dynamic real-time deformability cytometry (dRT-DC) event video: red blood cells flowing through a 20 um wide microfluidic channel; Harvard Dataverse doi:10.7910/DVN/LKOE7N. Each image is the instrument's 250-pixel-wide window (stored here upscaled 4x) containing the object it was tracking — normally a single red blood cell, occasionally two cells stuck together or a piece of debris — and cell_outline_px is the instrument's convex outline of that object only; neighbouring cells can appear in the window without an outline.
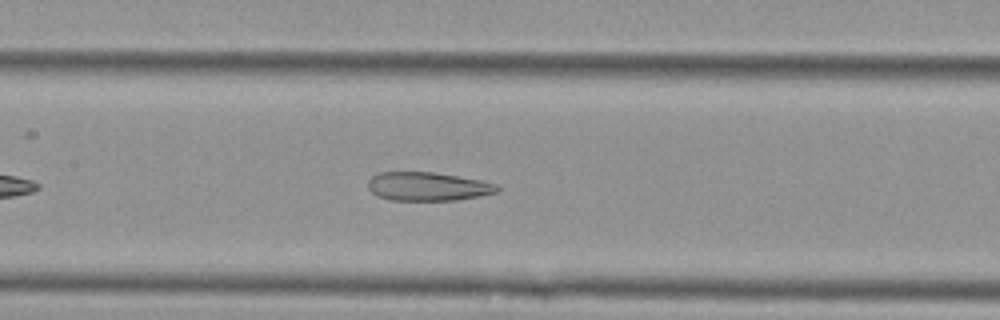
{"species": "Egyptian fruit bat (a non-hibernating species)", "species_latin": "Rousettus aegyptiacus", "temperature_condition": "cold", "stored_images_in_passage": 41, "camera_frame_rate_fps": 3000, "um_per_image_px": 0.085, "animal": {"sex": "female"}, "frame": {"image": 1, "passage_image": 14, "time_ms": 4.333, "image_size_px": [1000, 320], "cell_outline_px": [[500, 188], [496, 192], [480, 196], [456, 200], [392, 200], [376, 196], [368, 188], [368, 180], [372, 176], [380, 172], [432, 172], [480, 180], [496, 184]], "centroid_in_image_um": [36.33, 15.85], "position_along_channel_um": 171.1, "area_um2": 21.44}}
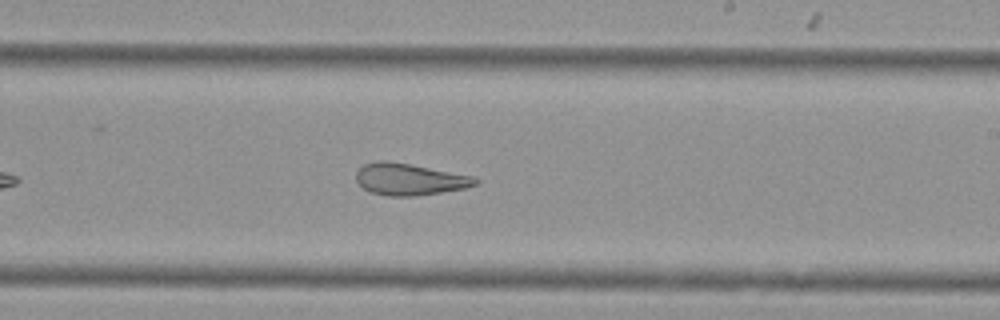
{"frame": {"image": 2, "passage_image": 21, "time_ms": 6.667, "image_size_px": [1000, 320], "cell_outline_px": [[480, 180], [476, 184], [464, 188], [416, 196], [388, 196], [372, 192], [364, 188], [356, 180], [356, 172], [364, 164], [376, 160], [384, 160], [408, 164], [476, 176]], "centroid_in_image_um": [34.81, 15.23], "position_along_channel_um": 254.2, "area_um2": 21.91}}
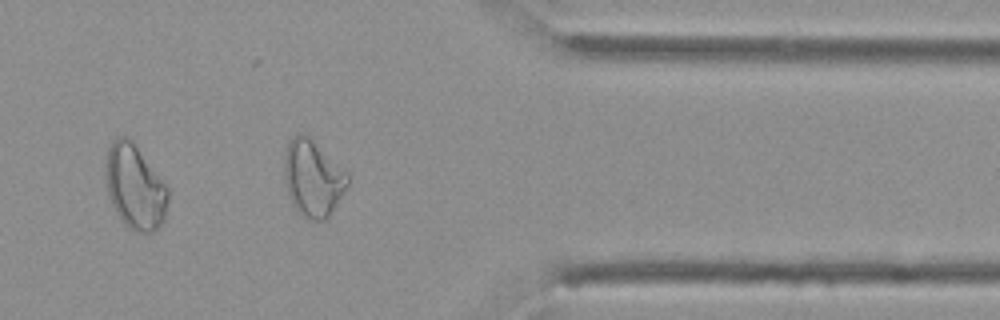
{"frame": {"image": 3, "passage_image": 33, "time_ms": 10.667, "image_size_px": [1000, 320], "cell_outline_px": [[168, 200], [164, 220], [152, 232], [136, 232], [128, 228], [120, 220], [108, 196], [104, 168], [108, 148], [112, 140], [116, 136], [128, 136], [132, 140], [168, 184]], "centroid_in_image_um": [11.46, 15.85], "position_along_channel_um": 399.9, "area_um2": 31.39}, "authors_computed_cell_mechanics": {"area_um2": 23.698, "velocity_mm_per_s": 3.5761, "shape_relaxation_time_tau1_ms": null, "shape_relaxation_time_tau2_ms": 2.5361, "deformation_change_tau1": null, "deformation_change_tau2": 0.1237}}